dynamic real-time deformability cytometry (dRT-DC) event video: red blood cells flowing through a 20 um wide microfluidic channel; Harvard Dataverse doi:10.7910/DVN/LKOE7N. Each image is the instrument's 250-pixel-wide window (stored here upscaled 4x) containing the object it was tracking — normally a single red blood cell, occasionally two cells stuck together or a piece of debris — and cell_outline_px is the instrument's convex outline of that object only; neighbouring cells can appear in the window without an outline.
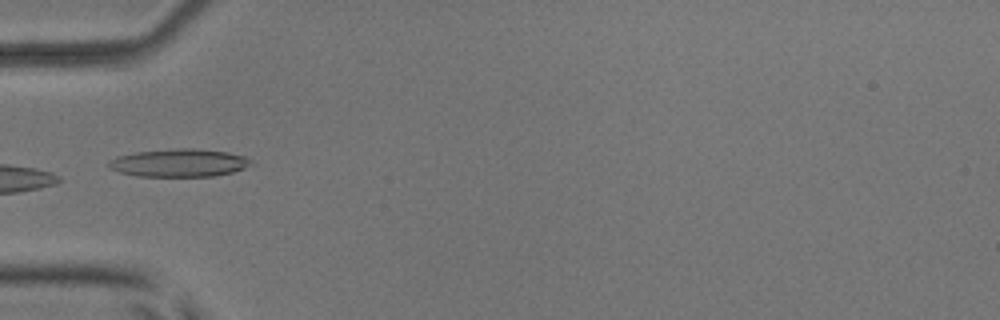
{"species": "common noctule bat (a hibernating species)", "species_latin": "Nyctalus noctula", "temperature_condition": "room temperature", "stored_images_in_passage": 4, "camera_frame_rate_fps": 3000, "um_per_image_px": 0.085, "animal": {"sex": "male", "body_mass_g": 17.9, "forearm_length_mm": 54.2}, "frame": {"image": 1, "passage_image": 4, "time_ms": 4.333, "image_size_px": [1000, 320], "cell_outline_px": [[252, 164], [244, 168], [232, 172], [212, 176], [136, 176], [120, 172], [108, 168], [108, 164], [116, 156], [136, 152], [176, 148], [192, 148], [228, 152], [244, 156], [252, 160]], "centroid_in_image_um": [15.22, 13.84], "position_along_channel_um": 69.8, "area_um2": 23.06}}